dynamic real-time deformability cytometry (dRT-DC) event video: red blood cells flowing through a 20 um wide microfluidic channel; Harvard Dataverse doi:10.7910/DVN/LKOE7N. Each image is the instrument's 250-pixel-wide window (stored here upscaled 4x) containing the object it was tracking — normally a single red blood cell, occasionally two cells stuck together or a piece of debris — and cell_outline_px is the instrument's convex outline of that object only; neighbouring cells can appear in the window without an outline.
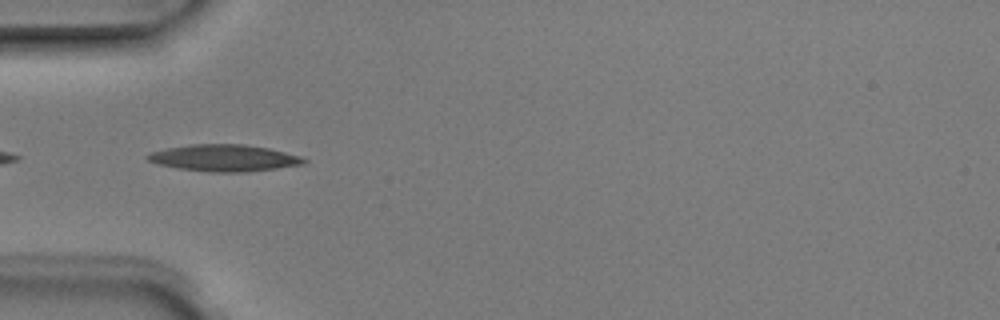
{"species": "Egyptian fruit bat (a non-hibernating species)", "species_latin": "Rousettus aegyptiacus", "temperature_condition": "room temperature", "stored_images_in_passage": 6, "camera_frame_rate_fps": 3000, "um_per_image_px": 0.085, "animal": {"sex": "male"}, "frame": {"image": 1, "passage_image": 5, "time_ms": 1.333, "image_size_px": [1000, 320], "cell_outline_px": [[308, 160], [304, 164], [248, 172], [208, 172], [176, 168], [160, 164], [148, 160], [144, 156], [148, 152], [164, 148], [192, 144], [244, 144], [268, 148], [304, 156]], "centroid_in_image_um": [19.05, 13.42], "position_along_channel_um": 66.0, "area_um2": 24.62}}
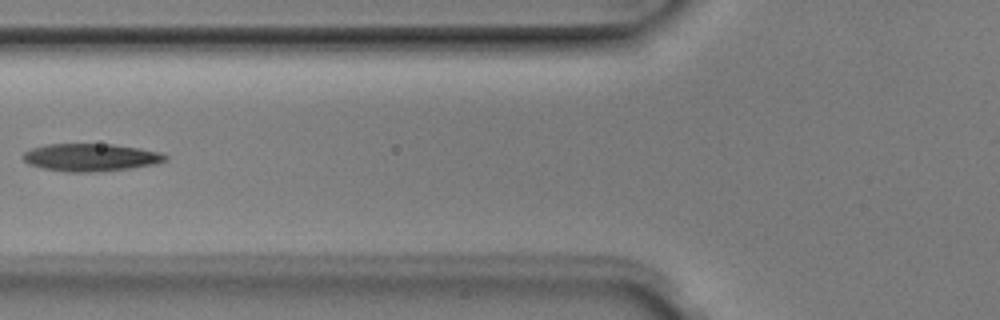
{"frame": {"image": 2, "passage_image": 6, "time_ms": 1.667, "image_size_px": [1000, 320], "cell_outline_px": [[168, 160], [156, 164], [128, 168], [88, 172], [68, 172], [44, 168], [28, 164], [24, 160], [24, 152], [32, 148], [48, 144], [112, 144], [140, 148], [160, 152], [168, 156]], "centroid_in_image_um": [7.74, 13.37], "position_along_channel_um": 118.1, "area_um2": 22.72}}